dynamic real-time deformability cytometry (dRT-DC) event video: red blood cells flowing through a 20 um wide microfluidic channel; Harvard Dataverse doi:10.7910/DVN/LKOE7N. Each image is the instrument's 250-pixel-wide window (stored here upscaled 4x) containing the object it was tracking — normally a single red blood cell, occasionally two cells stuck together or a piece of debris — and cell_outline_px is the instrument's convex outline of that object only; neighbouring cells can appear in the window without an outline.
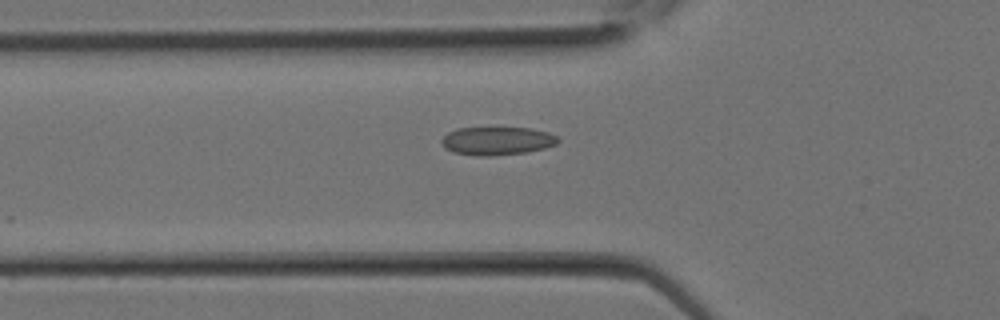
{"species": "Egyptian fruit bat (a non-hibernating species)", "species_latin": "Rousettus aegyptiacus", "temperature_condition": "room temperature", "stored_images_in_passage": 23, "camera_frame_rate_fps": 3000, "um_per_image_px": 0.085, "animal": {"sex": "female"}, "frame": {"image": 1, "passage_image": 8, "time_ms": 2.333, "image_size_px": [1000, 320], "cell_outline_px": [[560, 140], [556, 144], [544, 148], [528, 152], [492, 156], [476, 156], [456, 152], [448, 148], [440, 140], [448, 132], [456, 128], [532, 128], [548, 132], [556, 136]], "centroid_in_image_um": [42.29, 11.97], "position_along_channel_um": 83.5, "area_um2": 19.02}}
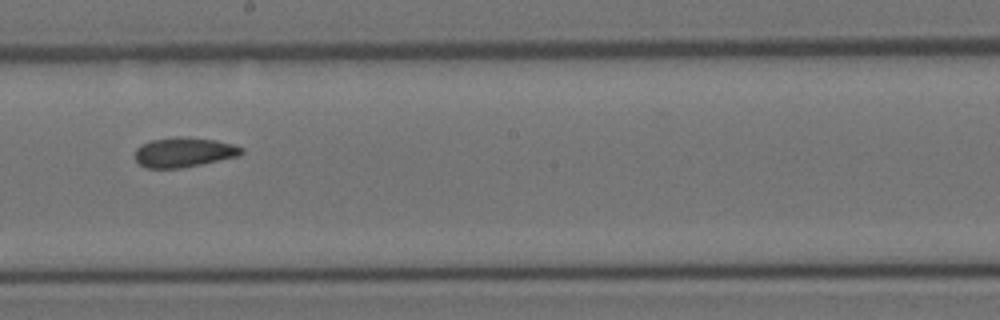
{"frame": {"image": 2, "passage_image": 14, "time_ms": 4.333, "image_size_px": [1000, 320], "cell_outline_px": [[244, 152], [240, 156], [180, 168], [148, 168], [140, 164], [136, 160], [136, 148], [152, 140], [176, 136], [180, 136], [216, 140], [232, 144], [244, 148]], "centroid_in_image_um": [15.67, 12.93], "position_along_channel_um": 232.5, "area_um2": 18.32}}
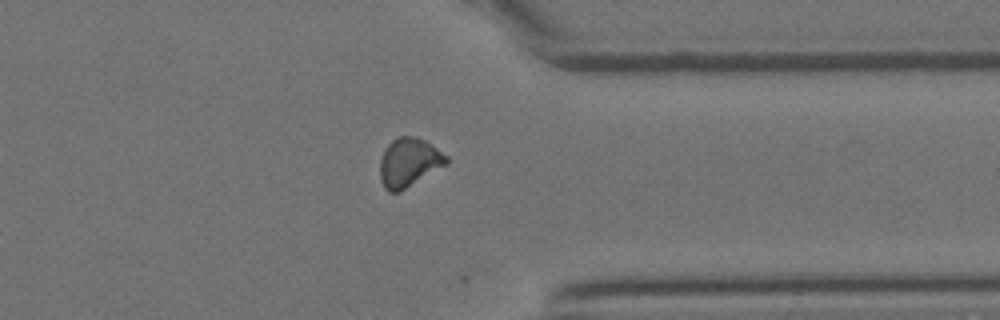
{"frame": {"image": 3, "passage_image": 20, "time_ms": 6.333, "image_size_px": [1000, 320], "cell_outline_px": [[448, 164], [400, 192], [388, 192], [384, 188], [380, 180], [380, 160], [384, 148], [396, 136], [416, 136], [424, 140], [448, 156]], "centroid_in_image_um": [34.75, 13.81], "position_along_channel_um": 376.7, "area_um2": 19.13}}